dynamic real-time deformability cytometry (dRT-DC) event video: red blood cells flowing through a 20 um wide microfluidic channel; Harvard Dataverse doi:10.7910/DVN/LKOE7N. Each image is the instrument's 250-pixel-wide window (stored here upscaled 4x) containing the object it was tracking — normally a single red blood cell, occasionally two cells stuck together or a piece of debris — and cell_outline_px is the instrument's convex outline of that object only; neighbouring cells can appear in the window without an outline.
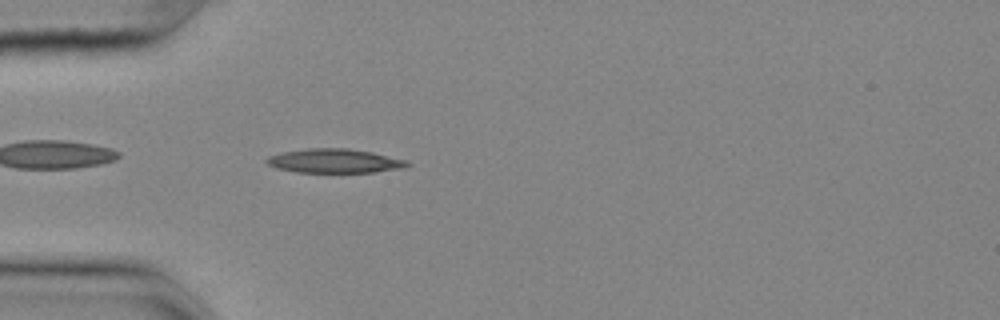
{"species": "common noctule bat (a hibernating species)", "species_latin": "Nyctalus noctula", "temperature_condition": "cold", "stored_images_in_passage": 42, "camera_frame_rate_fps": 3000, "um_per_image_px": 0.085, "animal": {"sex": "female", "body_mass_g": 25.1}, "frame": {"image": 1, "passage_image": 3, "time_ms": 0.667, "image_size_px": [1000, 320], "cell_outline_px": [[412, 164], [404, 168], [372, 172], [296, 172], [276, 168], [268, 164], [264, 160], [268, 156], [280, 152], [308, 148], [348, 148], [372, 152], [408, 160]], "centroid_in_image_um": [28.44, 13.67], "position_along_channel_um": 56.6, "area_um2": 19.88}}
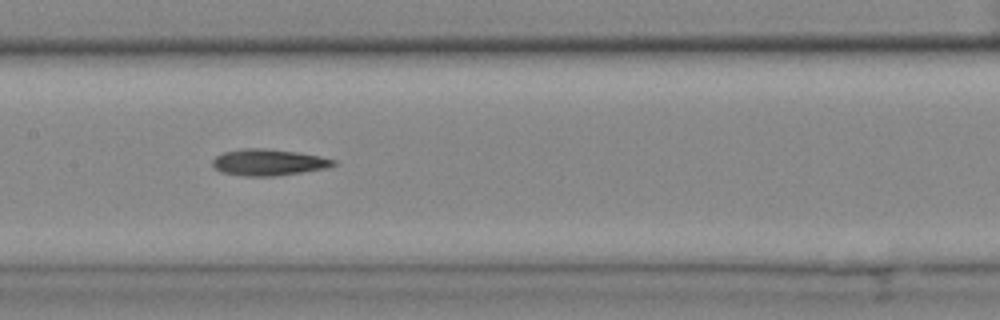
{"frame": {"image": 2, "passage_image": 14, "time_ms": 4.333, "image_size_px": [1000, 320], "cell_outline_px": [[336, 164], [328, 168], [272, 176], [244, 176], [220, 172], [212, 164], [212, 160], [216, 156], [224, 152], [244, 148], [264, 148], [296, 152], [320, 156], [336, 160]], "centroid_in_image_um": [22.81, 13.79], "position_along_channel_um": 184.6, "area_um2": 18.5}}
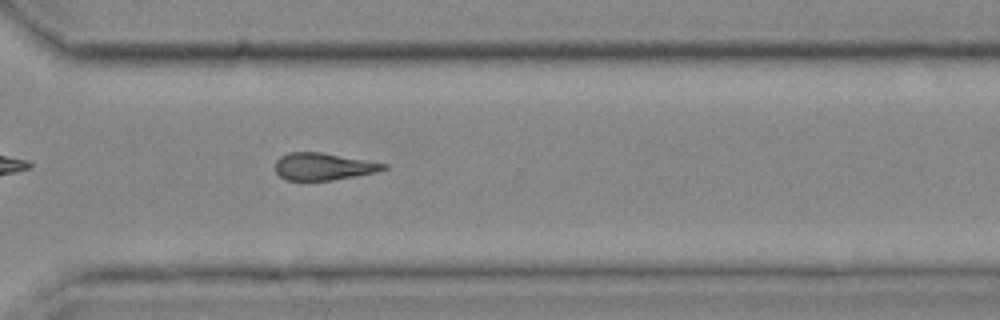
{"frame": {"image": 3, "passage_image": 27, "time_ms": 8.667, "image_size_px": [1000, 320], "cell_outline_px": [[388, 168], [376, 172], [356, 176], [332, 180], [288, 180], [280, 176], [276, 172], [276, 160], [280, 156], [288, 152], [320, 152], [388, 164]], "centroid_in_image_um": [27.48, 14.15], "position_along_channel_um": 343.1, "area_um2": 17.05}}